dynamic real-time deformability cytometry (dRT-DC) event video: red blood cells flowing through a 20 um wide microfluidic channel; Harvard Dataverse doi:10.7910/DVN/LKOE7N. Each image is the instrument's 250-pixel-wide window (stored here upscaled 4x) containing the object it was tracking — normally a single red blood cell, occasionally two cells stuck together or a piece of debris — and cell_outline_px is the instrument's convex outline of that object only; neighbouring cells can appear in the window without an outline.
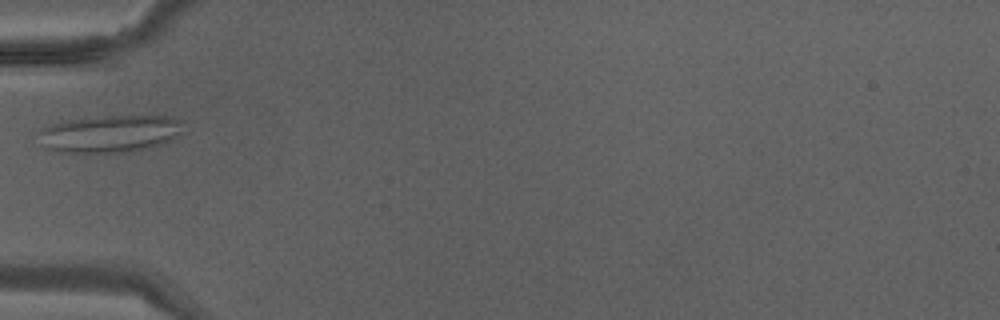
{"species": "Egyptian fruit bat (a non-hibernating species)", "species_latin": "Rousettus aegyptiacus", "temperature_condition": "warm", "stored_images_in_passage": 16, "camera_frame_rate_fps": 3000, "um_per_image_px": 0.085, "animal": {"sex": "male"}, "frame": {"image": 1, "passage_image": 1, "time_ms": 0.0, "image_size_px": [1000, 320], "cell_outline_px": [[184, 120], [180, 132], [164, 144], [132, 152], [60, 152], [44, 148], [40, 144], [36, 132], [40, 128], [52, 124], [72, 120], [108, 116], [172, 116]], "centroid_in_image_um": [9.32, 11.38], "position_along_channel_um": 75.7, "area_um2": 31.56}}